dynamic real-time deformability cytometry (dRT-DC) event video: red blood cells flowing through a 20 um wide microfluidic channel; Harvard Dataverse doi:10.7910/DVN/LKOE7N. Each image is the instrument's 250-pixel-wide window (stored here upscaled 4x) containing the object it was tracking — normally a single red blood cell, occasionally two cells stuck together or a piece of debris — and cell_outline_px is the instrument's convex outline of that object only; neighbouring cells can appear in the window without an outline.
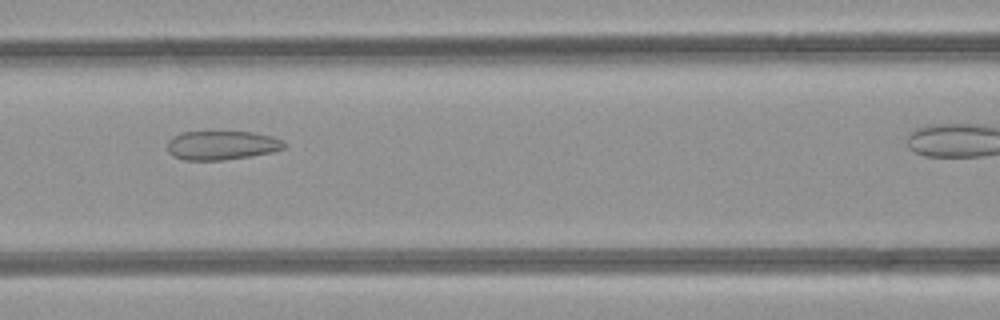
{"species": "common noctule bat (a hibernating species)", "species_latin": "Nyctalus noctula", "temperature_condition": "room temperature", "stored_images_in_passage": 21, "camera_frame_rate_fps": 3000, "um_per_image_px": 0.085, "animal": {"sex": "female", "body_mass_g": 21.9}, "frame": {"image": 1, "passage_image": 12, "time_ms": 3.667, "image_size_px": [1000, 320], "cell_outline_px": [[284, 148], [272, 152], [252, 156], [224, 160], [184, 160], [172, 156], [168, 152], [168, 140], [172, 136], [180, 132], [252, 132], [272, 136], [284, 140]], "centroid_in_image_um": [18.83, 12.35], "position_along_channel_um": 147.8, "area_um2": 19.88}}